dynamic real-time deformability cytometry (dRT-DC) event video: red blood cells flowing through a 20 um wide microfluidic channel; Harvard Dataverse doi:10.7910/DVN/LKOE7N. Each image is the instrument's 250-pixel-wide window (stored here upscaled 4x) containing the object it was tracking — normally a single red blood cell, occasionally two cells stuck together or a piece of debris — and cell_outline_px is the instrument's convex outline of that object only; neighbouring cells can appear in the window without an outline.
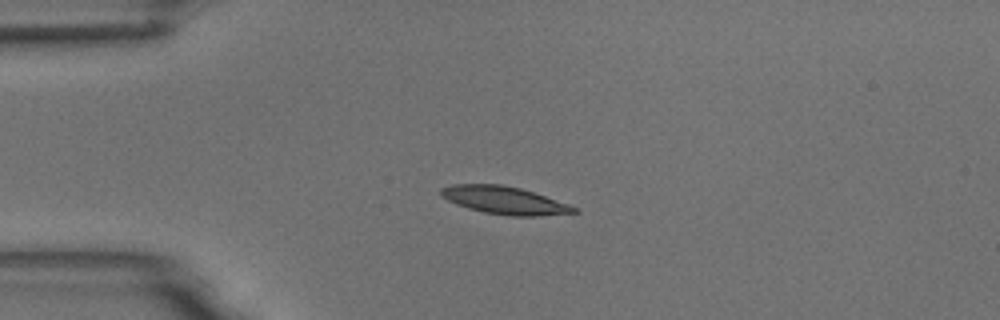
{"species": "common noctule bat (a hibernating species)", "species_latin": "Nyctalus noctula", "temperature_condition": "room temperature", "stored_images_in_passage": 12, "camera_frame_rate_fps": 3000, "um_per_image_px": 0.085, "animal": {"sex": "male", "body_mass_g": 18.8}, "frame": {"image": 1, "passage_image": 1, "time_ms": 0.0, "image_size_px": [1000, 320], "cell_outline_px": [[580, 212], [540, 216], [508, 216], [484, 212], [468, 208], [456, 204], [440, 196], [440, 188], [452, 184], [500, 184], [520, 188], [580, 208]], "centroid_in_image_um": [42.88, 17.03], "position_along_channel_um": 42.1, "area_um2": 21.5}}
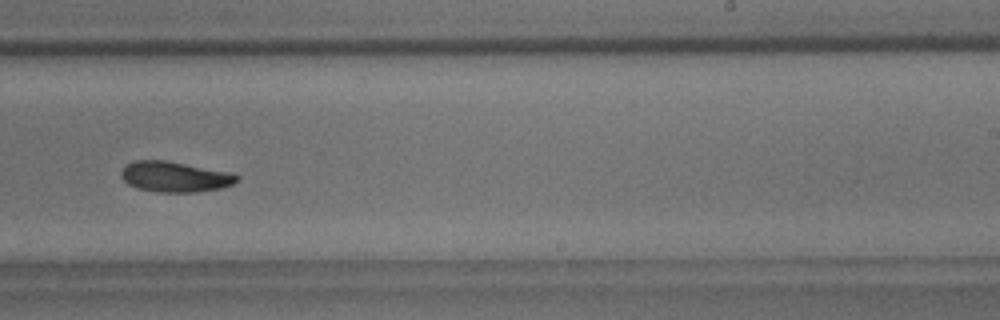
{"frame": {"image": 2, "passage_image": 7, "time_ms": 2.0, "image_size_px": [1000, 320], "cell_outline_px": [[240, 180], [232, 184], [220, 188], [196, 192], [160, 192], [136, 188], [128, 184], [120, 176], [120, 172], [132, 160], [164, 160], [232, 172], [240, 176]], "centroid_in_image_um": [14.88, 15.02], "position_along_channel_um": 274.1, "area_um2": 20.63}}
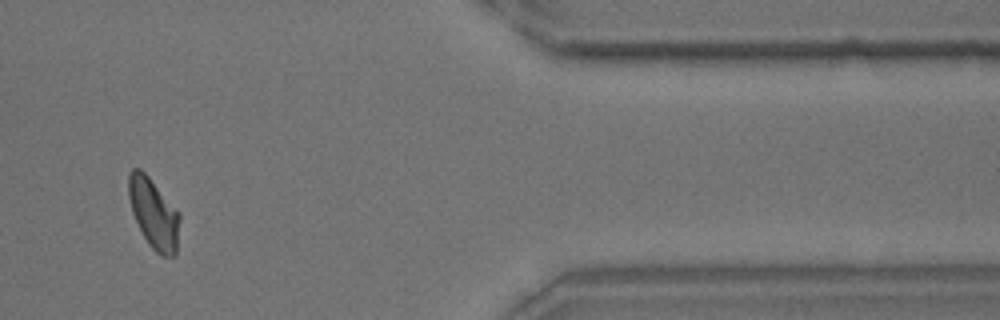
{"frame": {"image": 3, "passage_image": 10, "time_ms": 3.0, "image_size_px": [1000, 320], "cell_outline_px": [[180, 220], [176, 256], [164, 256], [156, 252], [148, 244], [132, 212], [128, 196], [128, 176], [132, 168], [140, 168], [148, 176], [180, 212]], "centroid_in_image_um": [13.08, 18.14], "position_along_channel_um": 398.3, "area_um2": 20.87}}